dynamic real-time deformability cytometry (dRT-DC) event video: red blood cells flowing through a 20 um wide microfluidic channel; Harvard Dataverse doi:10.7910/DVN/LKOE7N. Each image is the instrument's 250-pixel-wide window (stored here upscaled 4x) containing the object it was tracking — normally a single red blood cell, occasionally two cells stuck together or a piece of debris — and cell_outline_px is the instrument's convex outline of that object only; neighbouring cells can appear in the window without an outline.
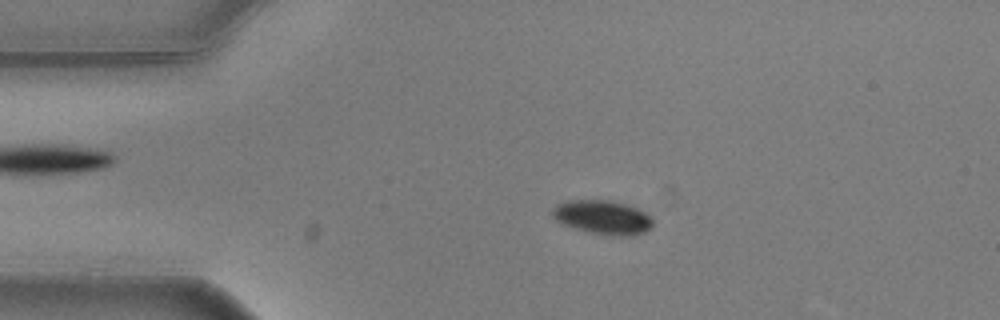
{"species": "common noctule bat (a hibernating species)", "species_latin": "Nyctalus noctula", "temperature_condition": "warm", "stored_images_in_passage": 55, "camera_frame_rate_fps": 3000, "um_per_image_px": 0.085, "animal": {"sex": "male", "body_mass_g": 20.5, "forearm_length_mm": 52.5}, "frame": {"image": 1, "passage_image": 11, "time_ms": 3.333, "image_size_px": [1000, 320], "cell_outline_px": [[652, 228], [644, 232], [632, 236], [620, 236], [592, 232], [576, 228], [564, 224], [556, 220], [552, 216], [552, 208], [556, 204], [568, 200], [612, 200], [628, 204], [640, 208], [648, 212], [652, 216]], "centroid_in_image_um": [51.29, 18.44], "position_along_channel_um": 33.7, "area_um2": 20.11}}
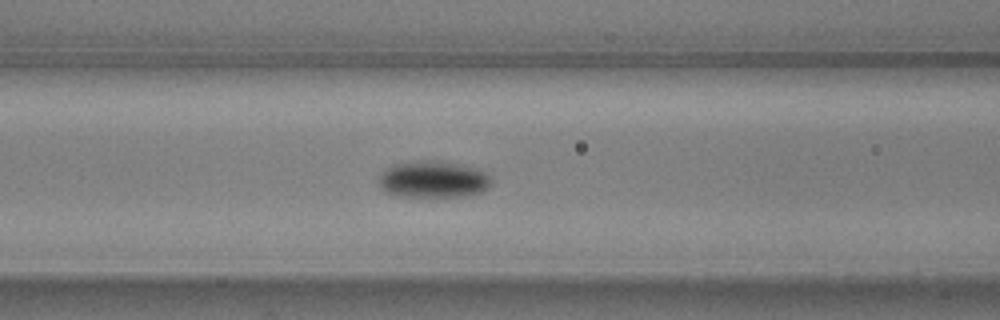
{"frame": {"image": 2, "passage_image": 22, "time_ms": 7.0, "image_size_px": [1000, 320], "cell_outline_px": [[492, 184], [488, 188], [480, 192], [468, 196], [400, 196], [388, 192], [380, 188], [380, 176], [384, 168], [392, 164], [412, 160], [444, 160], [480, 168], [492, 176]], "centroid_in_image_um": [36.88, 15.21], "position_along_channel_um": 129.7, "area_um2": 24.74}}
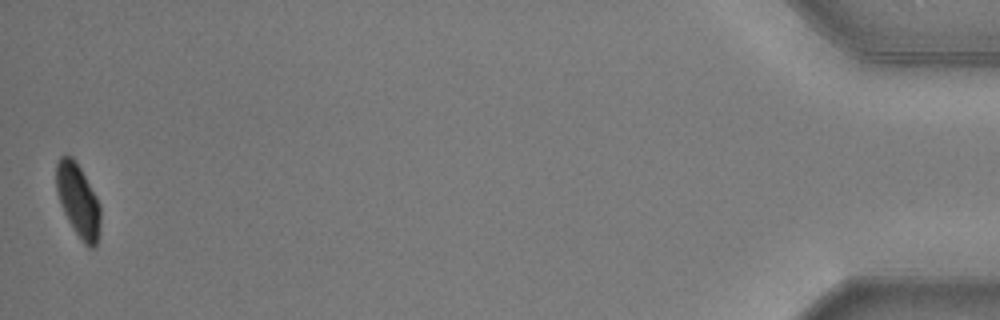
{"frame": {"image": 3, "passage_image": 55, "time_ms": 18.0, "image_size_px": [1000, 320], "cell_outline_px": [[100, 228], [96, 248], [88, 248], [84, 244], [72, 228], [60, 204], [56, 188], [56, 164], [60, 156], [72, 156], [76, 160], [96, 196], [100, 204]], "centroid_in_image_um": [6.65, 17.06], "position_along_channel_um": 428.6, "area_um2": 18.96}, "authors_computed_cell_mechanics": {"area_um2": 21.2704, "velocity_mm_per_s": 3.6095, "shape_relaxation_time_tau1_ms": 6.6063, "shape_relaxation_time_tau2_ms": null, "deformation_change_tau1": 0.16, "deformation_change_tau2": null}}